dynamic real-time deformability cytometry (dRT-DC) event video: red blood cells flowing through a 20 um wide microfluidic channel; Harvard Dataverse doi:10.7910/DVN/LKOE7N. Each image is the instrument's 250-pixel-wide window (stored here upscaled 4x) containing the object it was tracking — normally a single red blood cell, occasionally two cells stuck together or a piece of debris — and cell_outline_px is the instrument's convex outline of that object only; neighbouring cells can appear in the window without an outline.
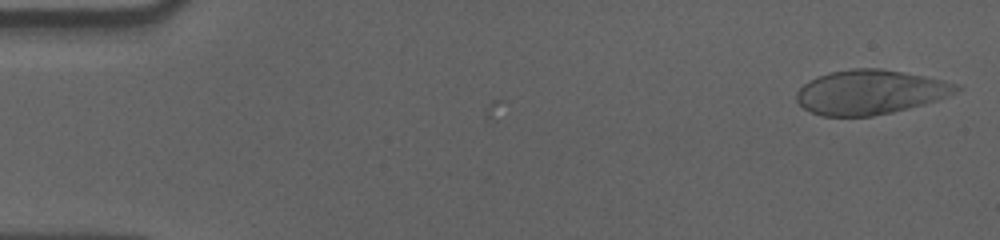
{"species": "human", "species_latin": "Homo sapiens", "temperature_condition": "cold", "stored_images_in_passage": 57, "camera_frame_rate_fps": 3000, "um_per_image_px": 0.085, "donor": {"sex": "male"}, "frame": {"image": 1, "passage_image": 2, "time_ms": 0.333, "image_size_px": [1000, 240], "cell_outline_px": [[960, 88], [956, 92], [936, 100], [924, 104], [892, 112], [872, 116], [820, 116], [804, 108], [796, 100], [796, 92], [804, 84], [820, 76], [832, 72], [852, 68], [880, 68], [924, 76], [960, 84]], "centroid_in_image_um": [73.96, 7.83], "position_along_channel_um": 11.0, "area_um2": 40.98}}
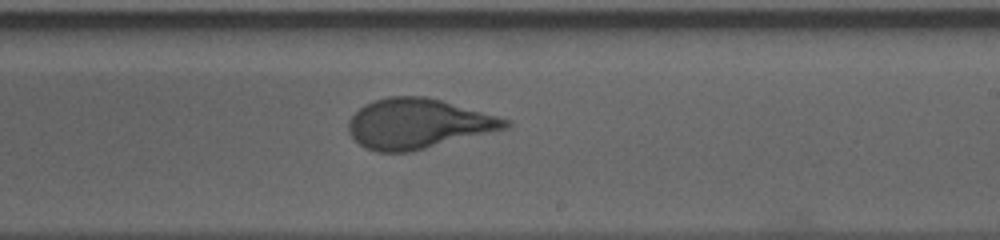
{"frame": {"image": 2, "passage_image": 34, "time_ms": 11.0, "image_size_px": [1000, 240], "cell_outline_px": [[512, 124], [508, 128], [412, 152], [376, 152], [364, 148], [348, 132], [348, 120], [364, 104], [388, 96], [424, 96], [440, 100], [512, 120]], "centroid_in_image_um": [35.53, 10.53], "position_along_channel_um": 253.5, "area_um2": 45.66}}
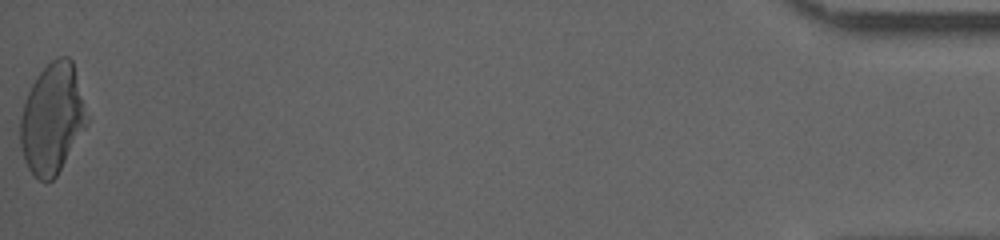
{"frame": {"image": 3, "passage_image": 57, "time_ms": 18.667, "image_size_px": [1000, 240], "cell_outline_px": [[88, 120], [56, 176], [52, 180], [44, 184], [28, 168], [24, 160], [20, 148], [20, 116], [24, 100], [36, 76], [52, 60], [60, 56], [68, 56], [72, 60]], "centroid_in_image_um": [4.39, 10.09], "position_along_channel_um": 430.8, "area_um2": 42.14}, "authors_computed_cell_mechanics": {"area_um2": 44.217, "velocity_mm_per_s": 3.5579, "shape_relaxation_time_tau1_ms": 4.743, "shape_relaxation_time_tau2_ms": null, "deformation_change_tau1": 0.1872, "deformation_change_tau2": null}}